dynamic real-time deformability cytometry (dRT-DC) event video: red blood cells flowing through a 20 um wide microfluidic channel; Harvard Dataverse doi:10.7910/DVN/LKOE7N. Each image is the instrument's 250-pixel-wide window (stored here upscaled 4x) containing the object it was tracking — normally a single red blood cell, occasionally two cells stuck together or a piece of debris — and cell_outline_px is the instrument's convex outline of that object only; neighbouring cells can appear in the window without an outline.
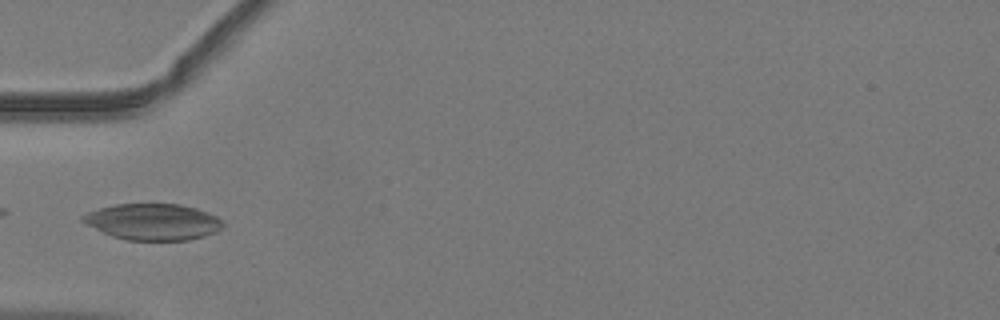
{"species": "common noctule bat (a hibernating species)", "species_latin": "Nyctalus noctula", "temperature_condition": "warm", "stored_images_in_passage": 29, "camera_frame_rate_fps": 3000, "um_per_image_px": 0.085, "animal": {"sex": "male", "body_mass_g": 19.2, "forearm_length_mm": 51.8}, "frame": {"image": 1, "passage_image": 1, "time_ms": 0.0, "image_size_px": [1000, 320], "cell_outline_px": [[224, 228], [216, 232], [204, 236], [188, 240], [128, 240], [112, 236], [80, 220], [80, 216], [88, 212], [100, 208], [116, 204], [180, 204], [196, 208], [208, 212], [224, 220]], "centroid_in_image_um": [13.06, 18.85], "position_along_channel_um": 71.9, "area_um2": 29.65}}
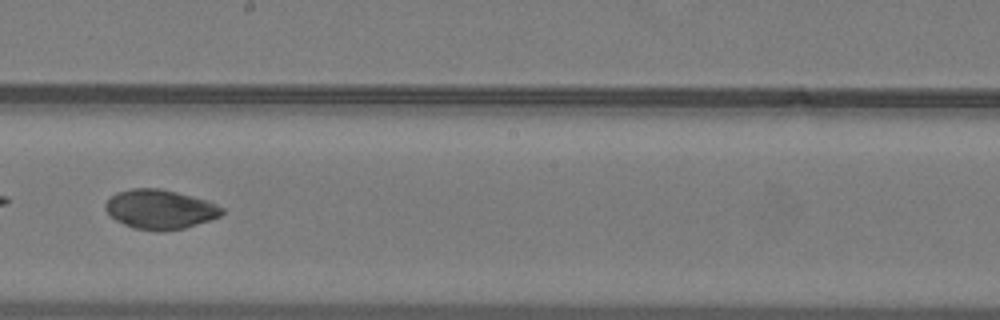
{"frame": {"image": 2, "passage_image": 13, "time_ms": 4.0, "image_size_px": [1000, 320], "cell_outline_px": [[224, 212], [220, 216], [184, 228], [160, 232], [156, 232], [132, 228], [116, 220], [104, 208], [104, 204], [116, 192], [132, 188], [160, 188], [208, 200], [224, 208]], "centroid_in_image_um": [13.6, 17.79], "position_along_channel_um": 234.6, "area_um2": 26.82}}